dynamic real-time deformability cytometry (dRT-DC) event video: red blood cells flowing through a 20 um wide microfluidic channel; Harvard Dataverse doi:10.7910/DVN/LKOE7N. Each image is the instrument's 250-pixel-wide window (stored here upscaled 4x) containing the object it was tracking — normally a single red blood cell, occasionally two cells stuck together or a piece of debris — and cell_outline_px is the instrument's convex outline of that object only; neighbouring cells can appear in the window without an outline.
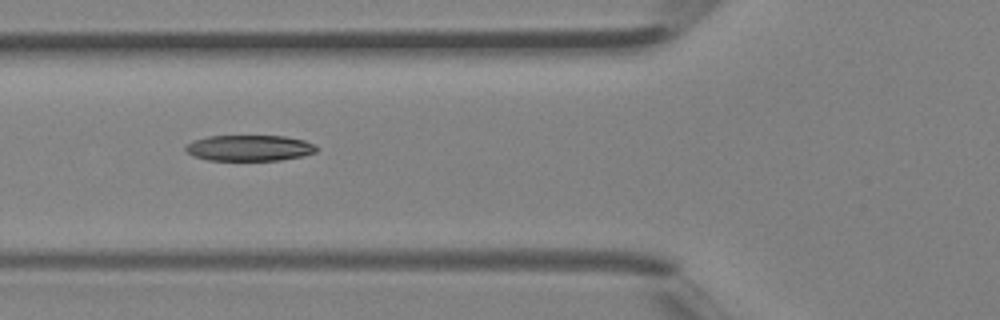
{"species": "Egyptian fruit bat (a non-hibernating species)", "species_latin": "Rousettus aegyptiacus", "temperature_condition": "room temperature", "stored_images_in_passage": 5, "camera_frame_rate_fps": 3000, "um_per_image_px": 0.085, "animal": {"sex": "female"}, "frame": {"image": 1, "passage_image": 4, "time_ms": 1.0, "image_size_px": [1000, 320], "cell_outline_px": [[316, 152], [300, 156], [280, 160], [208, 160], [192, 156], [184, 148], [188, 144], [196, 140], [208, 136], [284, 136], [304, 140], [312, 144], [316, 148]], "centroid_in_image_um": [21.17, 12.58], "position_along_channel_um": 104.6, "area_um2": 19.48}}
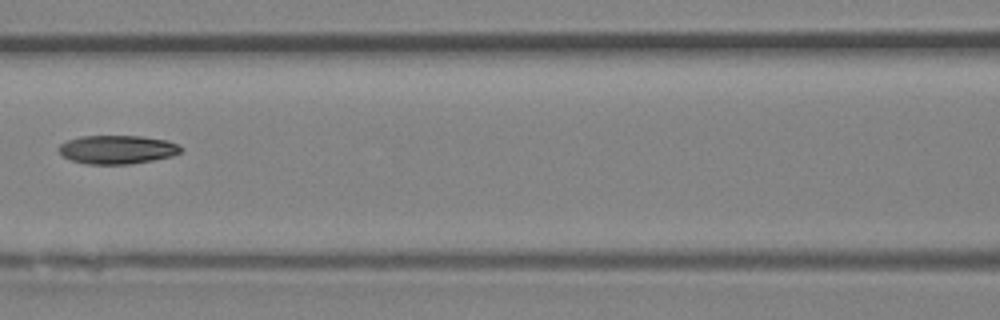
{"frame": {"image": 2, "passage_image": 5, "time_ms": 1.333, "image_size_px": [1000, 320], "cell_outline_px": [[184, 148], [180, 152], [172, 156], [132, 164], [88, 164], [72, 160], [64, 156], [60, 152], [60, 144], [68, 140], [80, 136], [140, 136], [168, 140]], "centroid_in_image_um": [10.0, 12.71], "position_along_channel_um": 156.6, "area_um2": 20.23}}